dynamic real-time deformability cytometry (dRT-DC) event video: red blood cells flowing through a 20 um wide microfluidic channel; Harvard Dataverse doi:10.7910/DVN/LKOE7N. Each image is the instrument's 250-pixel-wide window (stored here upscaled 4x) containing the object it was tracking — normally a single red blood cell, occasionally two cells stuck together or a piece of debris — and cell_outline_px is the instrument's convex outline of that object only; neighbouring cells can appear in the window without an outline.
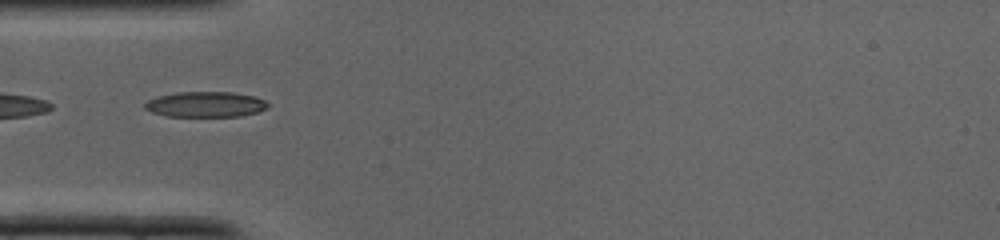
{"species": "common noctule bat (a hibernating species)", "species_latin": "Nyctalus noctula", "temperature_condition": "cold", "stored_images_in_passage": 22, "camera_frame_rate_fps": 3000, "um_per_image_px": 0.085, "animal": {"sex": "male", "body_mass_g": 19.0, "forearm_length_mm": 50.8}, "frame": {"image": 1, "passage_image": 1, "time_ms": 0.0, "image_size_px": [1000, 240], "cell_outline_px": [[264, 104], [260, 108], [248, 112], [224, 116], [184, 116], [156, 100], [168, 96], [244, 96], [260, 100]], "centroid_in_image_um": [17.94, 8.93], "position_along_channel_um": 67.1, "area_um2": 12.25}}